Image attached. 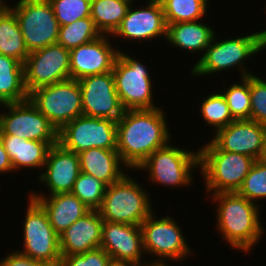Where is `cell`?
<instances>
[{"label":"cell","mask_w":266,"mask_h":266,"mask_svg":"<svg viewBox=\"0 0 266 266\" xmlns=\"http://www.w3.org/2000/svg\"><path fill=\"white\" fill-rule=\"evenodd\" d=\"M160 108L125 110L117 121V152L126 168H137L170 143L166 116Z\"/></svg>","instance_id":"obj_1"},{"label":"cell","mask_w":266,"mask_h":266,"mask_svg":"<svg viewBox=\"0 0 266 266\" xmlns=\"http://www.w3.org/2000/svg\"><path fill=\"white\" fill-rule=\"evenodd\" d=\"M217 205V229L234 249L250 252L263 234L258 204L250 202L237 192L212 194Z\"/></svg>","instance_id":"obj_2"},{"label":"cell","mask_w":266,"mask_h":266,"mask_svg":"<svg viewBox=\"0 0 266 266\" xmlns=\"http://www.w3.org/2000/svg\"><path fill=\"white\" fill-rule=\"evenodd\" d=\"M198 152L207 194L237 192L256 161L250 156L220 150L212 141Z\"/></svg>","instance_id":"obj_3"},{"label":"cell","mask_w":266,"mask_h":266,"mask_svg":"<svg viewBox=\"0 0 266 266\" xmlns=\"http://www.w3.org/2000/svg\"><path fill=\"white\" fill-rule=\"evenodd\" d=\"M215 35L209 47L202 52L197 64L192 67V75L206 76L207 74H215L216 72L225 71L232 67H238L242 73L241 77H246L251 74L245 67V59L251 58L260 50L266 48V30L246 36H239L225 41H215ZM215 41V42H213ZM239 65V66H238ZM246 69V70H245Z\"/></svg>","instance_id":"obj_4"},{"label":"cell","mask_w":266,"mask_h":266,"mask_svg":"<svg viewBox=\"0 0 266 266\" xmlns=\"http://www.w3.org/2000/svg\"><path fill=\"white\" fill-rule=\"evenodd\" d=\"M149 197L138 182L125 174L107 186L98 211L104 221L140 226L154 210Z\"/></svg>","instance_id":"obj_5"},{"label":"cell","mask_w":266,"mask_h":266,"mask_svg":"<svg viewBox=\"0 0 266 266\" xmlns=\"http://www.w3.org/2000/svg\"><path fill=\"white\" fill-rule=\"evenodd\" d=\"M28 99L58 132L83 115L80 84L75 79L39 87L28 94Z\"/></svg>","instance_id":"obj_6"},{"label":"cell","mask_w":266,"mask_h":266,"mask_svg":"<svg viewBox=\"0 0 266 266\" xmlns=\"http://www.w3.org/2000/svg\"><path fill=\"white\" fill-rule=\"evenodd\" d=\"M143 63L119 51L112 74L124 110L154 109L152 78Z\"/></svg>","instance_id":"obj_7"},{"label":"cell","mask_w":266,"mask_h":266,"mask_svg":"<svg viewBox=\"0 0 266 266\" xmlns=\"http://www.w3.org/2000/svg\"><path fill=\"white\" fill-rule=\"evenodd\" d=\"M8 7L17 17L29 53L57 43L60 25L49 0H19Z\"/></svg>","instance_id":"obj_8"},{"label":"cell","mask_w":266,"mask_h":266,"mask_svg":"<svg viewBox=\"0 0 266 266\" xmlns=\"http://www.w3.org/2000/svg\"><path fill=\"white\" fill-rule=\"evenodd\" d=\"M27 207L23 225L24 249L19 252L46 266H59V235L51 226L43 207L31 196Z\"/></svg>","instance_id":"obj_9"},{"label":"cell","mask_w":266,"mask_h":266,"mask_svg":"<svg viewBox=\"0 0 266 266\" xmlns=\"http://www.w3.org/2000/svg\"><path fill=\"white\" fill-rule=\"evenodd\" d=\"M199 152L185 151L169 143L148 156L137 170H148L152 182L162 186H188L193 176L191 170L199 168Z\"/></svg>","instance_id":"obj_10"},{"label":"cell","mask_w":266,"mask_h":266,"mask_svg":"<svg viewBox=\"0 0 266 266\" xmlns=\"http://www.w3.org/2000/svg\"><path fill=\"white\" fill-rule=\"evenodd\" d=\"M58 143L77 154L90 148L117 150V121L76 117L58 132Z\"/></svg>","instance_id":"obj_11"},{"label":"cell","mask_w":266,"mask_h":266,"mask_svg":"<svg viewBox=\"0 0 266 266\" xmlns=\"http://www.w3.org/2000/svg\"><path fill=\"white\" fill-rule=\"evenodd\" d=\"M2 106L8 109V113H0V134L47 142L50 146L58 143L57 129L29 99Z\"/></svg>","instance_id":"obj_12"},{"label":"cell","mask_w":266,"mask_h":266,"mask_svg":"<svg viewBox=\"0 0 266 266\" xmlns=\"http://www.w3.org/2000/svg\"><path fill=\"white\" fill-rule=\"evenodd\" d=\"M70 79V50L55 43L30 52L24 63L27 93Z\"/></svg>","instance_id":"obj_13"},{"label":"cell","mask_w":266,"mask_h":266,"mask_svg":"<svg viewBox=\"0 0 266 266\" xmlns=\"http://www.w3.org/2000/svg\"><path fill=\"white\" fill-rule=\"evenodd\" d=\"M171 217L167 215L156 219V216L151 213L140 225L144 252L158 256L157 261L166 262L168 259L176 260V262L182 261L192 252L183 237L179 224Z\"/></svg>","instance_id":"obj_14"},{"label":"cell","mask_w":266,"mask_h":266,"mask_svg":"<svg viewBox=\"0 0 266 266\" xmlns=\"http://www.w3.org/2000/svg\"><path fill=\"white\" fill-rule=\"evenodd\" d=\"M83 115L118 121L124 113L115 89L112 71L79 80Z\"/></svg>","instance_id":"obj_15"},{"label":"cell","mask_w":266,"mask_h":266,"mask_svg":"<svg viewBox=\"0 0 266 266\" xmlns=\"http://www.w3.org/2000/svg\"><path fill=\"white\" fill-rule=\"evenodd\" d=\"M265 138L266 125L248 119L234 120L215 132V137L211 140L220 150L262 160Z\"/></svg>","instance_id":"obj_16"},{"label":"cell","mask_w":266,"mask_h":266,"mask_svg":"<svg viewBox=\"0 0 266 266\" xmlns=\"http://www.w3.org/2000/svg\"><path fill=\"white\" fill-rule=\"evenodd\" d=\"M100 248L112 260L126 261L137 266L144 264L141 262L144 245L140 226L103 221Z\"/></svg>","instance_id":"obj_17"},{"label":"cell","mask_w":266,"mask_h":266,"mask_svg":"<svg viewBox=\"0 0 266 266\" xmlns=\"http://www.w3.org/2000/svg\"><path fill=\"white\" fill-rule=\"evenodd\" d=\"M108 35L70 50V79L110 72L120 50L109 44Z\"/></svg>","instance_id":"obj_18"},{"label":"cell","mask_w":266,"mask_h":266,"mask_svg":"<svg viewBox=\"0 0 266 266\" xmlns=\"http://www.w3.org/2000/svg\"><path fill=\"white\" fill-rule=\"evenodd\" d=\"M132 4L128 8L126 16L112 34L121 36L126 40L156 39L158 36H167V23L163 7L160 3L149 0L148 4L141 9H133ZM133 9V10H132Z\"/></svg>","instance_id":"obj_19"},{"label":"cell","mask_w":266,"mask_h":266,"mask_svg":"<svg viewBox=\"0 0 266 266\" xmlns=\"http://www.w3.org/2000/svg\"><path fill=\"white\" fill-rule=\"evenodd\" d=\"M45 172L38 177L50 191V195L71 193L80 174L79 155L65 149L60 143L50 147L45 162Z\"/></svg>","instance_id":"obj_20"},{"label":"cell","mask_w":266,"mask_h":266,"mask_svg":"<svg viewBox=\"0 0 266 266\" xmlns=\"http://www.w3.org/2000/svg\"><path fill=\"white\" fill-rule=\"evenodd\" d=\"M103 221L98 210H90L70 225L59 235L61 257L100 248Z\"/></svg>","instance_id":"obj_21"},{"label":"cell","mask_w":266,"mask_h":266,"mask_svg":"<svg viewBox=\"0 0 266 266\" xmlns=\"http://www.w3.org/2000/svg\"><path fill=\"white\" fill-rule=\"evenodd\" d=\"M42 194L32 192L29 196L43 207L58 235L91 210L72 193H58L50 197Z\"/></svg>","instance_id":"obj_22"},{"label":"cell","mask_w":266,"mask_h":266,"mask_svg":"<svg viewBox=\"0 0 266 266\" xmlns=\"http://www.w3.org/2000/svg\"><path fill=\"white\" fill-rule=\"evenodd\" d=\"M78 155L80 171L96 177L107 186L120 180L125 175L121 165L126 166L122 162L117 150L90 148L81 151Z\"/></svg>","instance_id":"obj_23"},{"label":"cell","mask_w":266,"mask_h":266,"mask_svg":"<svg viewBox=\"0 0 266 266\" xmlns=\"http://www.w3.org/2000/svg\"><path fill=\"white\" fill-rule=\"evenodd\" d=\"M0 140L8 153L13 170L22 167L42 168L47 159L50 145L47 142L26 140L14 135L0 134Z\"/></svg>","instance_id":"obj_24"},{"label":"cell","mask_w":266,"mask_h":266,"mask_svg":"<svg viewBox=\"0 0 266 266\" xmlns=\"http://www.w3.org/2000/svg\"><path fill=\"white\" fill-rule=\"evenodd\" d=\"M199 21L167 24L166 40L190 53L205 52L216 33L208 24Z\"/></svg>","instance_id":"obj_25"},{"label":"cell","mask_w":266,"mask_h":266,"mask_svg":"<svg viewBox=\"0 0 266 266\" xmlns=\"http://www.w3.org/2000/svg\"><path fill=\"white\" fill-rule=\"evenodd\" d=\"M28 100L24 84V64L0 54V105Z\"/></svg>","instance_id":"obj_26"},{"label":"cell","mask_w":266,"mask_h":266,"mask_svg":"<svg viewBox=\"0 0 266 266\" xmlns=\"http://www.w3.org/2000/svg\"><path fill=\"white\" fill-rule=\"evenodd\" d=\"M0 54L25 63L29 52L14 12L4 2L0 6Z\"/></svg>","instance_id":"obj_27"},{"label":"cell","mask_w":266,"mask_h":266,"mask_svg":"<svg viewBox=\"0 0 266 266\" xmlns=\"http://www.w3.org/2000/svg\"><path fill=\"white\" fill-rule=\"evenodd\" d=\"M131 4L129 0H91L90 17L102 35H112Z\"/></svg>","instance_id":"obj_28"},{"label":"cell","mask_w":266,"mask_h":266,"mask_svg":"<svg viewBox=\"0 0 266 266\" xmlns=\"http://www.w3.org/2000/svg\"><path fill=\"white\" fill-rule=\"evenodd\" d=\"M100 36L102 34L95 26L93 19L85 17L60 26L57 43L68 50H72L80 45L90 43Z\"/></svg>","instance_id":"obj_29"},{"label":"cell","mask_w":266,"mask_h":266,"mask_svg":"<svg viewBox=\"0 0 266 266\" xmlns=\"http://www.w3.org/2000/svg\"><path fill=\"white\" fill-rule=\"evenodd\" d=\"M208 2L209 0H166L162 4L166 23L198 21L207 15Z\"/></svg>","instance_id":"obj_30"},{"label":"cell","mask_w":266,"mask_h":266,"mask_svg":"<svg viewBox=\"0 0 266 266\" xmlns=\"http://www.w3.org/2000/svg\"><path fill=\"white\" fill-rule=\"evenodd\" d=\"M241 84L234 83L221 92L228 104L234 120L250 119L251 103L249 91V76L241 77Z\"/></svg>","instance_id":"obj_31"},{"label":"cell","mask_w":266,"mask_h":266,"mask_svg":"<svg viewBox=\"0 0 266 266\" xmlns=\"http://www.w3.org/2000/svg\"><path fill=\"white\" fill-rule=\"evenodd\" d=\"M107 185L94 176L80 172L74 183L72 194L89 209L98 210L102 204Z\"/></svg>","instance_id":"obj_32"},{"label":"cell","mask_w":266,"mask_h":266,"mask_svg":"<svg viewBox=\"0 0 266 266\" xmlns=\"http://www.w3.org/2000/svg\"><path fill=\"white\" fill-rule=\"evenodd\" d=\"M200 110L206 123L215 127V132L234 121L228 104L220 92L211 93V95L209 94L208 97L204 98Z\"/></svg>","instance_id":"obj_33"},{"label":"cell","mask_w":266,"mask_h":266,"mask_svg":"<svg viewBox=\"0 0 266 266\" xmlns=\"http://www.w3.org/2000/svg\"><path fill=\"white\" fill-rule=\"evenodd\" d=\"M237 193L250 202L266 198V163L256 160Z\"/></svg>","instance_id":"obj_34"},{"label":"cell","mask_w":266,"mask_h":266,"mask_svg":"<svg viewBox=\"0 0 266 266\" xmlns=\"http://www.w3.org/2000/svg\"><path fill=\"white\" fill-rule=\"evenodd\" d=\"M60 26L90 17L91 0H49Z\"/></svg>","instance_id":"obj_35"},{"label":"cell","mask_w":266,"mask_h":266,"mask_svg":"<svg viewBox=\"0 0 266 266\" xmlns=\"http://www.w3.org/2000/svg\"><path fill=\"white\" fill-rule=\"evenodd\" d=\"M250 120L266 125V80L249 75Z\"/></svg>","instance_id":"obj_36"},{"label":"cell","mask_w":266,"mask_h":266,"mask_svg":"<svg viewBox=\"0 0 266 266\" xmlns=\"http://www.w3.org/2000/svg\"><path fill=\"white\" fill-rule=\"evenodd\" d=\"M111 257L102 248L81 254L62 256L59 266H107Z\"/></svg>","instance_id":"obj_37"},{"label":"cell","mask_w":266,"mask_h":266,"mask_svg":"<svg viewBox=\"0 0 266 266\" xmlns=\"http://www.w3.org/2000/svg\"><path fill=\"white\" fill-rule=\"evenodd\" d=\"M0 266H46L44 263L25 256L15 250L0 261Z\"/></svg>","instance_id":"obj_38"},{"label":"cell","mask_w":266,"mask_h":266,"mask_svg":"<svg viewBox=\"0 0 266 266\" xmlns=\"http://www.w3.org/2000/svg\"><path fill=\"white\" fill-rule=\"evenodd\" d=\"M13 171L11 160L0 140V173Z\"/></svg>","instance_id":"obj_39"},{"label":"cell","mask_w":266,"mask_h":266,"mask_svg":"<svg viewBox=\"0 0 266 266\" xmlns=\"http://www.w3.org/2000/svg\"><path fill=\"white\" fill-rule=\"evenodd\" d=\"M107 266H137V265L126 261H116L111 259Z\"/></svg>","instance_id":"obj_40"},{"label":"cell","mask_w":266,"mask_h":266,"mask_svg":"<svg viewBox=\"0 0 266 266\" xmlns=\"http://www.w3.org/2000/svg\"><path fill=\"white\" fill-rule=\"evenodd\" d=\"M142 266H168V264L165 263V261H153L152 263L150 262H145Z\"/></svg>","instance_id":"obj_41"},{"label":"cell","mask_w":266,"mask_h":266,"mask_svg":"<svg viewBox=\"0 0 266 266\" xmlns=\"http://www.w3.org/2000/svg\"><path fill=\"white\" fill-rule=\"evenodd\" d=\"M262 160L266 163V138H265V147H264V153L262 156Z\"/></svg>","instance_id":"obj_42"},{"label":"cell","mask_w":266,"mask_h":266,"mask_svg":"<svg viewBox=\"0 0 266 266\" xmlns=\"http://www.w3.org/2000/svg\"><path fill=\"white\" fill-rule=\"evenodd\" d=\"M153 1H156L162 5L166 0H153Z\"/></svg>","instance_id":"obj_43"}]
</instances>
